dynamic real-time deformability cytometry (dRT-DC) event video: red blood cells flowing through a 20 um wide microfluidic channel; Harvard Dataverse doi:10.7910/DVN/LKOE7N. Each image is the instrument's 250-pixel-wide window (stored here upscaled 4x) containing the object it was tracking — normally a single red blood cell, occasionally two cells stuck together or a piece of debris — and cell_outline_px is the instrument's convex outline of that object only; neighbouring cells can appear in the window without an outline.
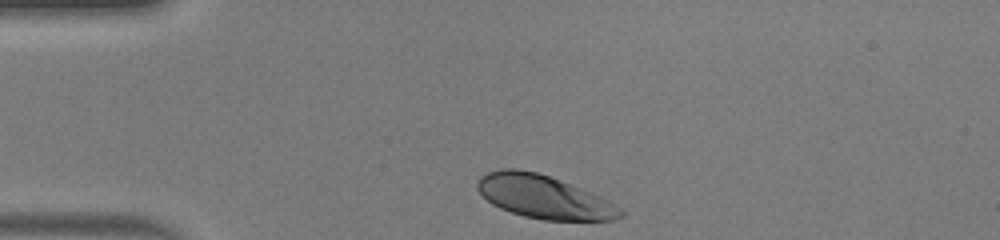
{"species": "human", "species_latin": "Homo sapiens", "temperature_condition": "warm", "stored_images_in_passage": 31, "camera_frame_rate_fps": 3000, "um_per_image_px": 0.085, "donor": {"sex": "male"}, "frame": {"image": 1, "passage_image": 1, "time_ms": 0.0, "image_size_px": [1000, 240], "cell_outline_px": [[624, 216], [616, 220], [544, 220], [524, 216], [500, 208], [492, 204], [476, 188], [476, 184], [480, 176], [488, 172], [500, 168], [516, 168], [536, 172], [548, 176], [580, 188], [608, 200], [620, 208], [624, 212]], "centroid_in_image_um": [46.21, 16.74], "position_along_channel_um": 38.8, "area_um2": 35.72}}
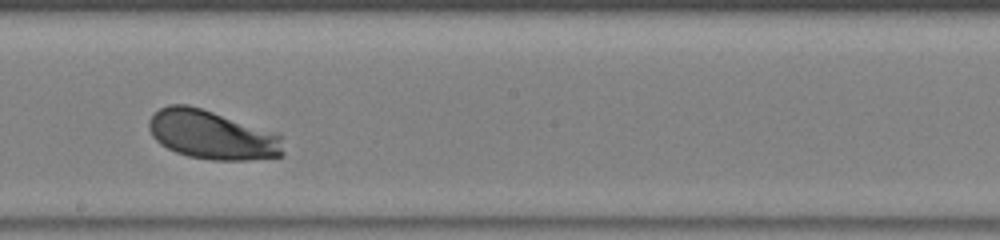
{"frame": {"image": 2, "passage_image": 18, "time_ms": 5.667, "image_size_px": [1000, 240], "cell_outline_px": [[284, 156], [248, 160], [212, 160], [188, 156], [176, 152], [160, 144], [152, 136], [148, 128], [148, 120], [160, 108], [168, 104], [188, 104], [280, 132], [284, 152]], "centroid_in_image_um": [18.06, 11.45], "position_along_channel_um": 230.1, "area_um2": 38.9}}
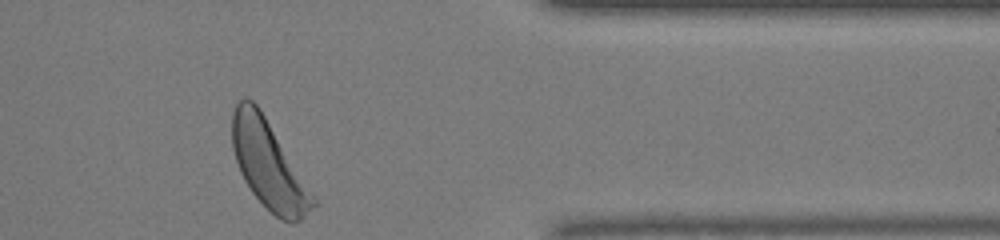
{"frame": {"image": 3, "passage_image": 31, "time_ms": 10.0, "image_size_px": [1000, 240], "cell_outline_px": [[320, 204], [300, 220], [292, 224], [280, 220], [252, 192], [244, 180], [240, 172], [232, 148], [232, 112], [236, 104], [244, 96], [252, 100], [260, 108]], "centroid_in_image_um": [22.85, 14.02], "position_along_channel_um": 388.5, "area_um2": 41.27}, "authors_computed_cell_mechanics": {"area_um2": 37.6278, "velocity_mm_per_s": 4.0683, "shape_relaxation_time_tau1_ms": 1.535, "shape_relaxation_time_tau2_ms": null, "deformation_change_tau1": 0.1309, "deformation_change_tau2": null}}